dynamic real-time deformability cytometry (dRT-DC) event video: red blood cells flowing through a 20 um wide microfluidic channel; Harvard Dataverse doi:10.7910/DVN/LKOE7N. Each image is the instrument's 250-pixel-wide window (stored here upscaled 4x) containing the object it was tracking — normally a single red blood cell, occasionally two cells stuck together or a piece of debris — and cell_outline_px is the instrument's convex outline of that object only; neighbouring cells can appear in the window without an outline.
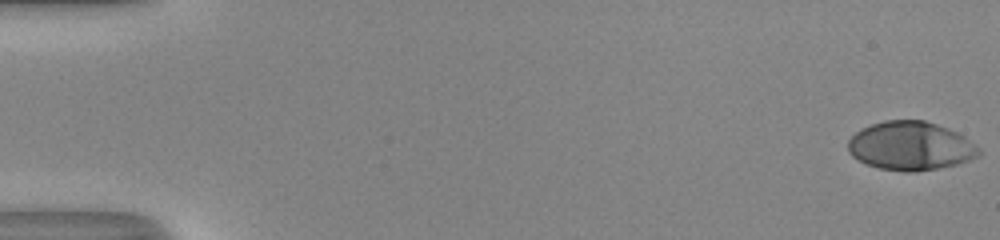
{"species": "human", "species_latin": "Homo sapiens", "temperature_condition": "room temperature", "stored_images_in_passage": 53, "camera_frame_rate_fps": 3000, "um_per_image_px": 0.085, "donor": {"sex": "male"}, "frame": {"image": 1, "passage_image": 1, "time_ms": 0.0, "image_size_px": [1000, 240], "cell_outline_px": [[980, 156], [956, 164], [936, 168], [912, 172], [904, 172], [880, 168], [868, 164], [852, 156], [848, 152], [848, 140], [860, 128], [884, 120], [924, 120], [948, 128], [964, 136], [980, 148]], "centroid_in_image_um": [77.39, 12.4], "position_along_channel_um": 7.6, "area_um2": 36.99}}
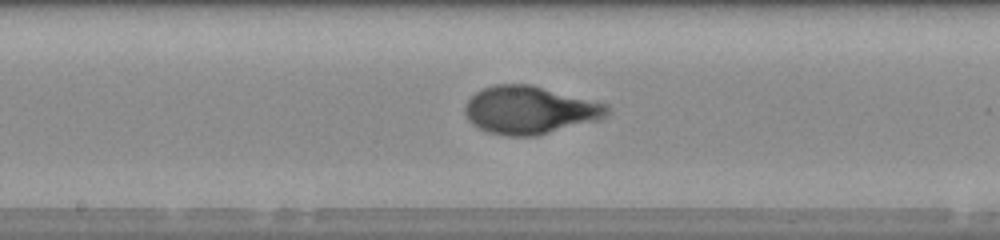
{"frame": {"image": 2, "passage_image": 29, "time_ms": 9.333, "image_size_px": [1000, 240], "cell_outline_px": [[608, 112], [604, 116], [596, 120], [536, 136], [508, 136], [488, 132], [472, 124], [468, 120], [464, 112], [464, 104], [476, 92], [484, 88], [496, 84], [532, 84], [608, 104]], "centroid_in_image_um": [44.99, 9.35], "position_along_channel_um": 203.2, "area_um2": 39.54}}
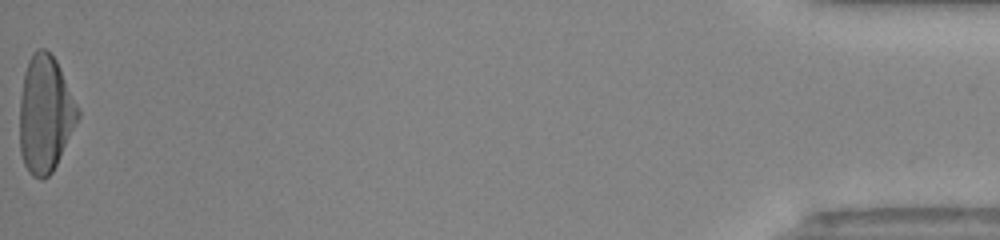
{"frame": {"image": 3, "passage_image": 53, "time_ms": 17.333, "image_size_px": [1000, 240], "cell_outline_px": [[80, 116], [52, 172], [48, 176], [40, 180], [32, 176], [28, 172], [24, 164], [20, 152], [20, 96], [24, 72], [28, 60], [32, 52], [36, 48], [44, 48], [56, 60], [80, 108]], "centroid_in_image_um": [3.84, 9.68], "position_along_channel_um": 431.4, "area_um2": 39.77}, "authors_computed_cell_mechanics": {"area_um2": 37.4544, "velocity_mm_per_s": 4.0854, "shape_relaxation_time_tau1_ms": 3.9807, "shape_relaxation_time_tau2_ms": null, "deformation_change_tau1": 0.2378, "deformation_change_tau2": null}}